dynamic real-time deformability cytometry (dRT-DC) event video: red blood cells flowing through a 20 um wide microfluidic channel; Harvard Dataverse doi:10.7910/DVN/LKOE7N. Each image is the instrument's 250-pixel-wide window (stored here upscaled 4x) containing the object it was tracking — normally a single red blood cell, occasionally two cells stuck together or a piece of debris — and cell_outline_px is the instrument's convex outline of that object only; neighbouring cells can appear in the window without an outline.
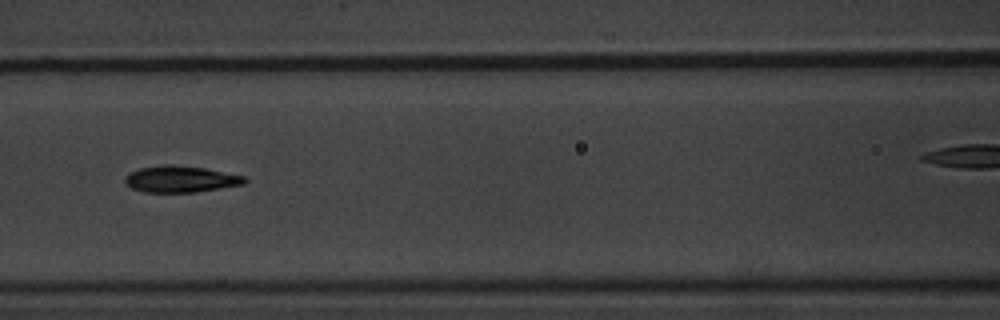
{"species": "common noctule bat (a hibernating species)", "species_latin": "Nyctalus noctula", "temperature_condition": "warm", "stored_images_in_passage": 11, "camera_frame_rate_fps": 3000, "um_per_image_px": 0.085, "animal": {"sex": "male", "body_mass_g": 20.1, "forearm_length_mm": 53.5}, "frame": {"image": 1, "passage_image": 8, "time_ms": 9.0, "image_size_px": [1000, 320], "cell_outline_px": [[248, 180], [244, 184], [196, 192], [144, 192], [132, 188], [124, 180], [124, 176], [140, 168], [164, 164], [172, 164], [204, 168], [244, 176]], "centroid_in_image_um": [15.35, 15.22], "position_along_channel_um": 151.2, "area_um2": 18.32}}